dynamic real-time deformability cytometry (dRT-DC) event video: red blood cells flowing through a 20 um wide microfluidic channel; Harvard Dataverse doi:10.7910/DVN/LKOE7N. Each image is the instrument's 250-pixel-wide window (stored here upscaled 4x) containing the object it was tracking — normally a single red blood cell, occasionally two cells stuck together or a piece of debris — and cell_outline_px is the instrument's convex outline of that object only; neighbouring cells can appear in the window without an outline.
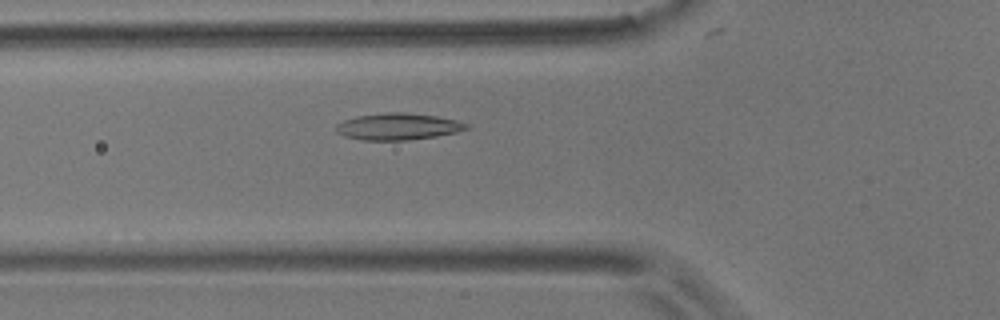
{"species": "common noctule bat (a hibernating species)", "species_latin": "Nyctalus noctula", "temperature_condition": "room temperature", "stored_images_in_passage": 4, "camera_frame_rate_fps": 3000, "um_per_image_px": 0.085, "animal": {"sex": "male", "body_mass_g": 17.9}, "frame": {"image": 1, "passage_image": 4, "time_ms": 1.0, "image_size_px": [1000, 320], "cell_outline_px": [[472, 128], [456, 132], [436, 136], [408, 140], [364, 140], [344, 136], [336, 132], [336, 124], [344, 120], [356, 116], [388, 112], [404, 112], [436, 116], [456, 120], [468, 124]], "centroid_in_image_um": [33.84, 10.75], "position_along_channel_um": 92.0, "area_um2": 20.29}}